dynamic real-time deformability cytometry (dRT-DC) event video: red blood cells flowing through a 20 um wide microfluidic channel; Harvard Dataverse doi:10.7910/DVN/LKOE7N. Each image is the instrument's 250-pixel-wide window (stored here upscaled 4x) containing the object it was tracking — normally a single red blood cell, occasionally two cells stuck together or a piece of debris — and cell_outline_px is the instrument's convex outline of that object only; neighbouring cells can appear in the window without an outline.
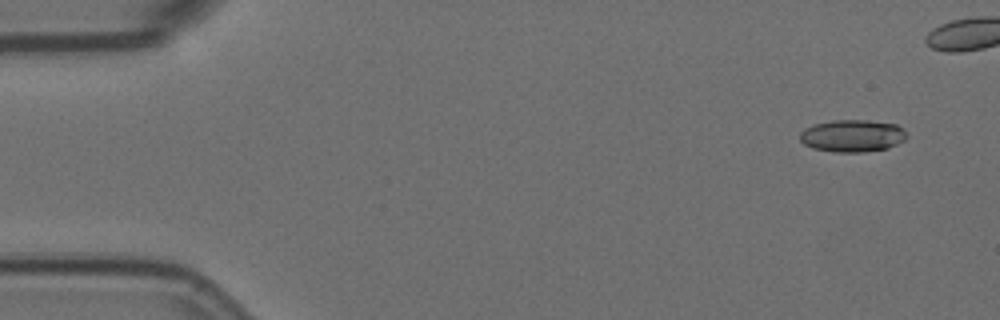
{"species": "Egyptian fruit bat (a non-hibernating species)", "species_latin": "Rousettus aegyptiacus", "temperature_condition": "room temperature", "stored_images_in_passage": 7, "segment_of_instrument_passage": [1, 2], "camera_frame_rate_fps": 3000, "um_per_image_px": 0.085, "animal": {"sex": "female"}, "frame": {"image": 1, "passage_image": 1, "time_ms": 0.0, "image_size_px": [1000, 320], "cell_outline_px": [[908, 136], [904, 140], [888, 148], [864, 152], [832, 152], [812, 148], [804, 144], [800, 140], [800, 132], [804, 128], [812, 124], [832, 120], [868, 120], [896, 124], [904, 128]], "centroid_in_image_um": [72.44, 11.54], "position_along_channel_um": 12.6, "area_um2": 20.35}}
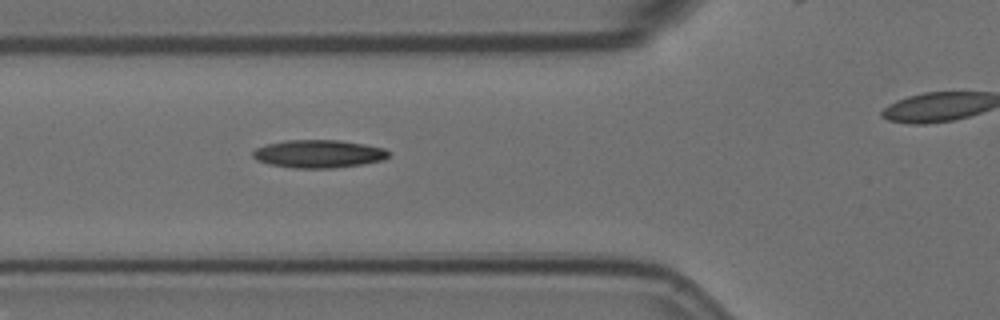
{"frame": {"image": 2, "passage_image": 6, "time_ms": 1.667, "image_size_px": [1000, 320], "cell_outline_px": [[388, 156], [384, 160], [364, 164], [332, 168], [296, 168], [268, 164], [256, 160], [252, 156], [252, 152], [256, 148], [268, 144], [284, 140], [340, 140], [364, 144], [384, 148], [388, 152]], "centroid_in_image_um": [27.07, 13.08], "position_along_channel_um": 98.7, "area_um2": 22.14}}